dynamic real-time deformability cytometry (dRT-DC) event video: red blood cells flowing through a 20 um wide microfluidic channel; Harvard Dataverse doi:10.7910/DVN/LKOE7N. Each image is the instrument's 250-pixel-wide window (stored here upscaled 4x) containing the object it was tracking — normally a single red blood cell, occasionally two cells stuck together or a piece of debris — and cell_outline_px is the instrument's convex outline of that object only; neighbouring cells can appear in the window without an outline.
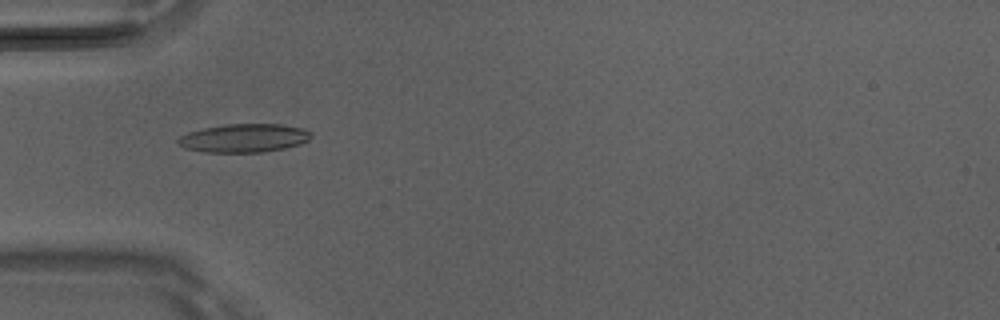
{"species": "Egyptian fruit bat (a non-hibernating species)", "species_latin": "Rousettus aegyptiacus", "temperature_condition": "room temperature", "stored_images_in_passage": 50, "camera_frame_rate_fps": 3000, "um_per_image_px": 0.085, "animal": {"sex": "male"}, "frame": {"image": 1, "passage_image": 16, "time_ms": 5.0, "image_size_px": [1000, 320], "cell_outline_px": [[312, 136], [308, 140], [300, 144], [284, 148], [260, 152], [204, 152], [184, 148], [176, 140], [180, 136], [188, 132], [204, 128], [224, 124], [280, 124], [304, 128], [312, 132]], "centroid_in_image_um": [20.75, 11.73], "position_along_channel_um": 64.2, "area_um2": 22.08}}
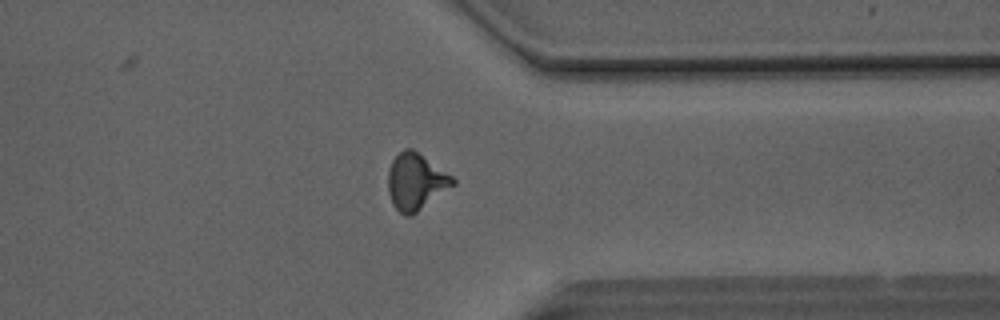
{"frame": {"image": 2, "passage_image": 39, "time_ms": 12.667, "image_size_px": [1000, 320], "cell_outline_px": [[456, 184], [412, 216], [404, 216], [392, 204], [388, 192], [388, 172], [392, 160], [404, 148], [412, 148], [452, 176], [456, 180]], "centroid_in_image_um": [35.34, 15.46], "position_along_channel_um": 376.1, "area_um2": 21.33}}
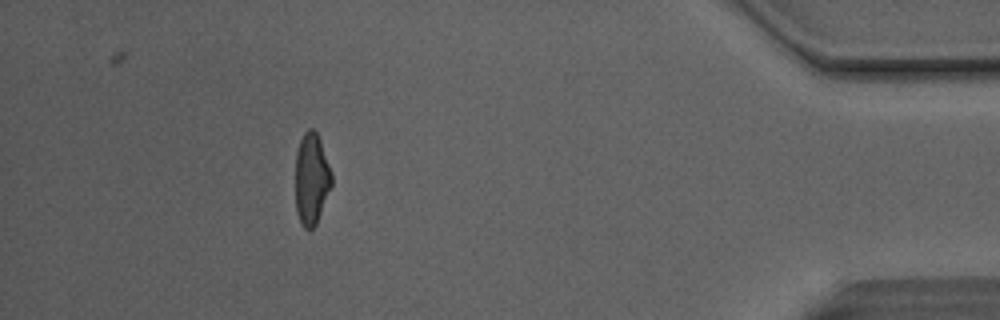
{"frame": {"image": 3, "passage_image": 45, "time_ms": 14.667, "image_size_px": [1000, 320], "cell_outline_px": [[332, 184], [316, 224], [308, 232], [300, 224], [296, 212], [296, 152], [300, 140], [304, 132], [308, 128], [312, 128], [316, 132], [320, 140], [332, 176]], "centroid_in_image_um": [26.46, 15.24], "position_along_channel_um": 408.7, "area_um2": 19.25}, "authors_computed_cell_mechanics": {"area_um2": 20.4034, "velocity_mm_per_s": 4.1372, "shape_relaxation_time_tau1_ms": 6.6567, "shape_relaxation_time_tau2_ms": 1.5515, "deformation_change_tau1": 0.2153, "deformation_change_tau2": 0.0801}}